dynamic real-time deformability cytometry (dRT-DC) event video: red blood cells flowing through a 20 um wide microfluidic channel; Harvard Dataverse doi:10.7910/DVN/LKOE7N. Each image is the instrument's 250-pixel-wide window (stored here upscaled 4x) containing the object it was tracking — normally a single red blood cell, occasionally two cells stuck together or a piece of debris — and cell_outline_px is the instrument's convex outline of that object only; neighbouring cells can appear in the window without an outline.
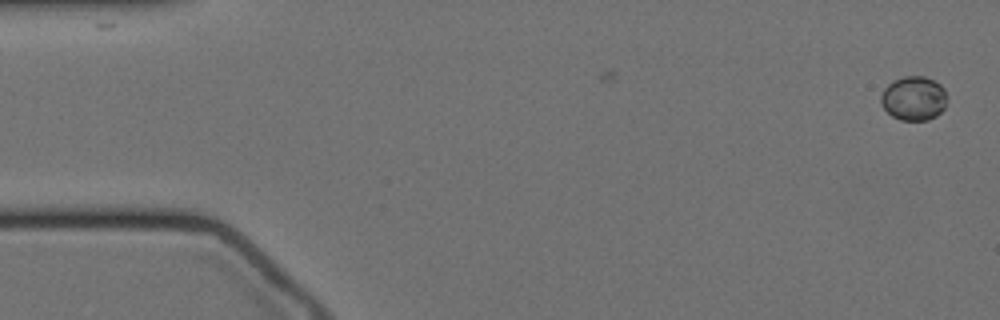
{"species": "Egyptian fruit bat (a non-hibernating species)", "species_latin": "Rousettus aegyptiacus", "temperature_condition": "cold", "stored_images_in_passage": 5, "camera_frame_rate_fps": 3000, "um_per_image_px": 0.085, "animal": {"sex": "female"}, "frame": {"image": 1, "passage_image": 1, "time_ms": 0.0, "image_size_px": [1000, 320], "cell_outline_px": [[948, 100], [944, 108], [936, 116], [928, 120], [900, 120], [892, 116], [880, 104], [880, 96], [884, 88], [892, 80], [904, 76], [924, 76], [940, 84], [944, 88], [948, 96]], "centroid_in_image_um": [77.67, 8.35], "position_along_channel_um": 7.3, "area_um2": 17.28}}